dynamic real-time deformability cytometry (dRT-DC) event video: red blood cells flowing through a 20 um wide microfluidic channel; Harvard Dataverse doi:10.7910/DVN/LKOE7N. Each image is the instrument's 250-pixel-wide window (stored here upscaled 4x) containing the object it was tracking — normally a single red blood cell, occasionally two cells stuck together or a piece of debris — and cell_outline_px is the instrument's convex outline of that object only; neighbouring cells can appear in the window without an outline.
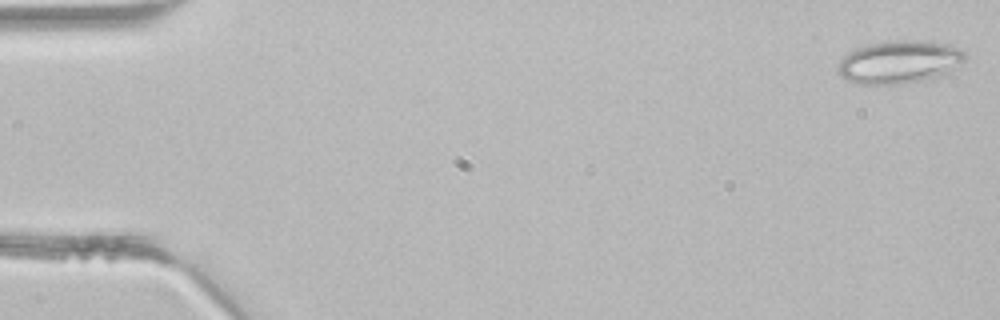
{"species": "common noctule bat (a hibernating species)", "species_latin": "Nyctalus noctula", "temperature_condition": "room temperature", "stored_images_in_passage": 4, "camera_frame_rate_fps": 3000, "um_per_image_px": 0.085, "animal": {"sex": "male", "body_mass_g": 21.5, "forearm_length_mm": 52.0}, "frame": {"image": 1, "passage_image": 1, "time_ms": 0.0, "image_size_px": [1000, 320], "cell_outline_px": [[968, 56], [956, 68], [944, 76], [904, 84], [856, 84], [840, 76], [836, 72], [836, 68], [840, 60], [848, 52], [856, 48], [872, 44], [896, 40], [924, 40], [948, 44], [960, 48]], "centroid_in_image_um": [76.47, 5.28], "position_along_channel_um": 8.5, "area_um2": 32.31}}
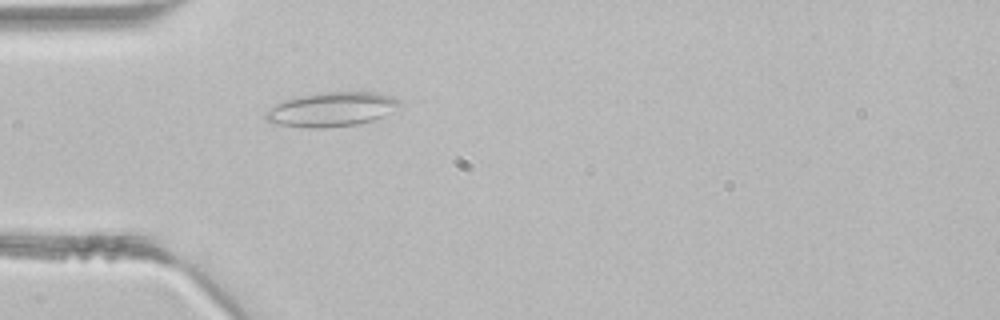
{"frame": {"image": 2, "passage_image": 4, "time_ms": 1.0, "image_size_px": [1000, 320], "cell_outline_px": [[404, 104], [392, 112], [384, 116], [360, 124], [324, 128], [308, 128], [276, 124], [264, 120], [264, 112], [268, 108], [284, 100], [316, 92], [376, 92], [392, 96], [400, 100]], "centroid_in_image_um": [28.19, 9.3], "position_along_channel_um": 56.8, "area_um2": 27.28}}